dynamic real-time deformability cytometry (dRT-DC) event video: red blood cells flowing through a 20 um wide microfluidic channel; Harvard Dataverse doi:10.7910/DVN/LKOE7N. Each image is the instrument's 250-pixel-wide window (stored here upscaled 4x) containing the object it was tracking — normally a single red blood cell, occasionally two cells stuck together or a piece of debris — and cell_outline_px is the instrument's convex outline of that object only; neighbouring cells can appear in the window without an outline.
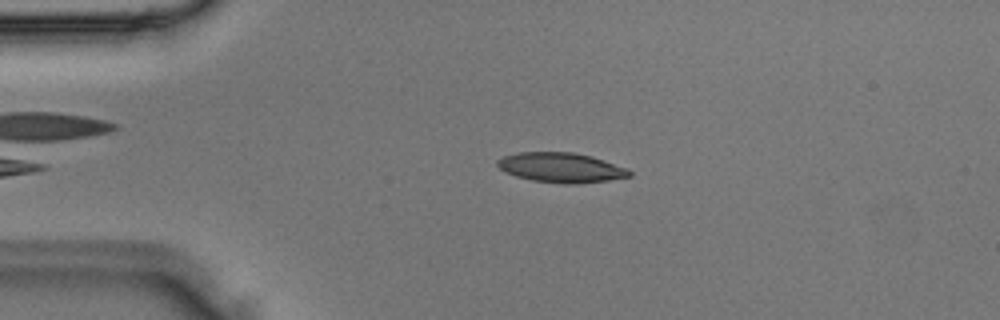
{"species": "Egyptian fruit bat (a non-hibernating species)", "species_latin": "Rousettus aegyptiacus", "temperature_condition": "room temperature", "stored_images_in_passage": 3, "camera_frame_rate_fps": 3000, "um_per_image_px": 0.085, "animal": {"sex": "male"}, "frame": {"image": 1, "passage_image": 3, "time_ms": 0.667, "image_size_px": [1000, 320], "cell_outline_px": [[632, 176], [608, 180], [576, 184], [564, 184], [532, 180], [516, 176], [504, 172], [496, 164], [496, 160], [504, 156], [520, 152], [572, 152], [592, 156], [628, 168], [632, 172]], "centroid_in_image_um": [47.7, 14.24], "position_along_channel_um": 37.3, "area_um2": 23.0}}